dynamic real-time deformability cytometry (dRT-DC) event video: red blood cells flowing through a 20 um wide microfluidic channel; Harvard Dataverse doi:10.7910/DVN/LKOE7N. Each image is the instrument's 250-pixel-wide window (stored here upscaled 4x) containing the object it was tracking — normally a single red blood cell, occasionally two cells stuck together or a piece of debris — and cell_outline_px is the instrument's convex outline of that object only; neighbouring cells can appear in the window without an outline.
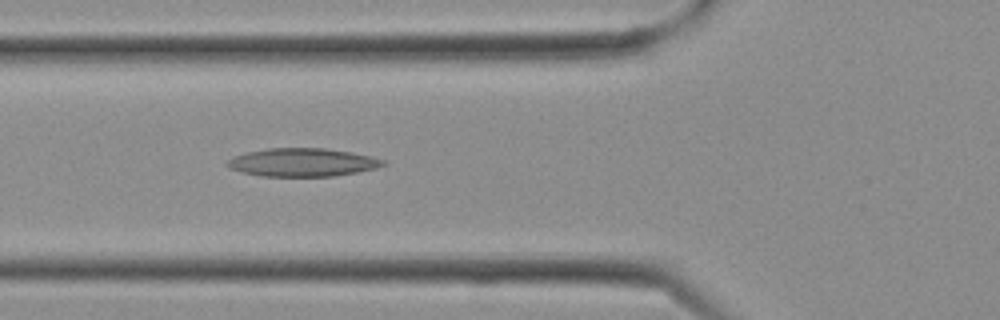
{"species": "Egyptian fruit bat (a non-hibernating species)", "species_latin": "Rousettus aegyptiacus", "temperature_condition": "cold", "stored_images_in_passage": 2, "camera_frame_rate_fps": 3000, "um_per_image_px": 0.085, "frame": {"image": 1, "passage_image": 2, "time_ms": 0.333, "image_size_px": [1000, 320], "cell_outline_px": [[388, 164], [376, 168], [356, 172], [332, 176], [260, 176], [240, 172], [228, 168], [224, 164], [232, 156], [244, 152], [268, 148], [324, 148], [352, 152], [372, 156], [384, 160]], "centroid_in_image_um": [25.66, 13.79], "position_along_channel_um": 100.1, "area_um2": 25.89}}